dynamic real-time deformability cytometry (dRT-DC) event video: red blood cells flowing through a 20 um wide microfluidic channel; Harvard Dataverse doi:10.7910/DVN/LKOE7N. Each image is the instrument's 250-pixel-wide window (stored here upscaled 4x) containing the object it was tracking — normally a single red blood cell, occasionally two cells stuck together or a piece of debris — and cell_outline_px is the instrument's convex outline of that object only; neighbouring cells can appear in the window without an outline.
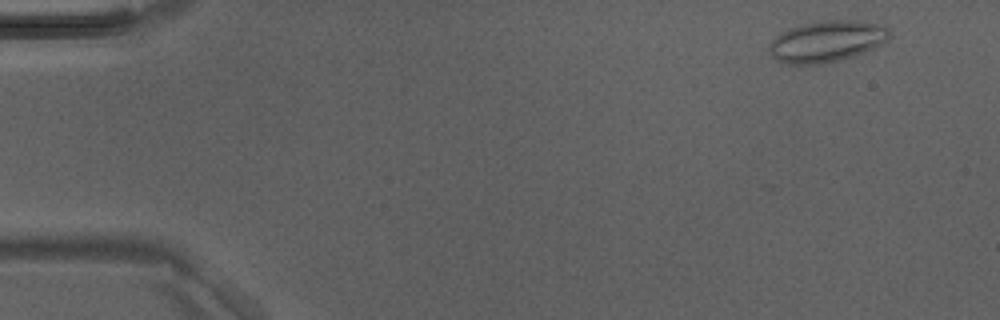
{"species": "Egyptian fruit bat (a non-hibernating species)", "species_latin": "Rousettus aegyptiacus", "temperature_condition": "room temperature", "stored_images_in_passage": 5, "camera_frame_rate_fps": 3000, "um_per_image_px": 0.085, "animal": {"sex": "male"}, "frame": {"image": 1, "passage_image": 1, "time_ms": 0.0, "image_size_px": [1000, 320], "cell_outline_px": [[892, 36], [888, 40], [864, 52], [852, 56], [820, 64], [784, 64], [776, 60], [772, 56], [768, 48], [772, 40], [776, 36], [788, 28], [804, 24], [828, 20], [856, 20], [884, 24], [888, 28]], "centroid_in_image_um": [70.29, 3.5], "position_along_channel_um": 14.7, "area_um2": 28.9}}